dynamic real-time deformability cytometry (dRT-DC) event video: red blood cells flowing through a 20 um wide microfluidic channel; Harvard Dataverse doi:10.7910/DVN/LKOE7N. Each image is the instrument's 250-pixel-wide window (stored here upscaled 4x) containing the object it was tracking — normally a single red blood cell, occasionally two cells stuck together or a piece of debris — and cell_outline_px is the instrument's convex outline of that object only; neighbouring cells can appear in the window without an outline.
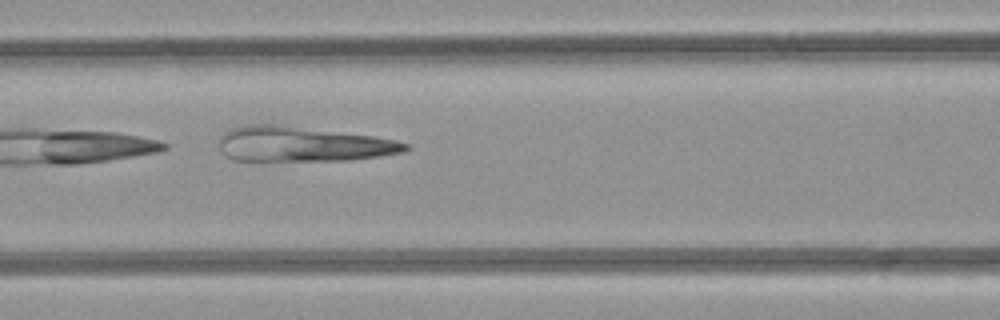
{"species": "common noctule bat (a hibernating species)", "species_latin": "Nyctalus noctula", "temperature_condition": "room temperature", "stored_images_in_passage": 5, "camera_frame_rate_fps": 3000, "um_per_image_px": 0.085, "animal": {"sex": "female", "body_mass_g": 21.9}, "frame": {"image": 1, "passage_image": 5, "time_ms": 5.667, "image_size_px": [1000, 320], "cell_outline_px": [[412, 148], [404, 152], [352, 160], [232, 160], [224, 156], [220, 148], [220, 136], [224, 132], [232, 128], [244, 124], [276, 124], [372, 136], [396, 140], [408, 144]], "centroid_in_image_um": [25.7, 12.25], "position_along_channel_um": 140.9, "area_um2": 37.92}}